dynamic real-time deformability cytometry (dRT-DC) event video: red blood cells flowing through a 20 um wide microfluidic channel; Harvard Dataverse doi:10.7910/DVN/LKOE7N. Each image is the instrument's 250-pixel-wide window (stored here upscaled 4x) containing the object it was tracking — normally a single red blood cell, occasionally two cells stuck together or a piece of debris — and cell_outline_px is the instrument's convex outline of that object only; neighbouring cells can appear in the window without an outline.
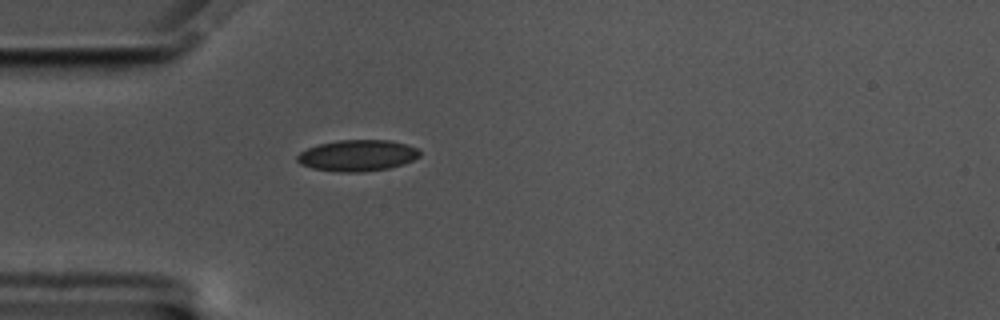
{"species": "common noctule bat (a hibernating species)", "species_latin": "Nyctalus noctula", "temperature_condition": "cold", "stored_images_in_passage": 34, "camera_frame_rate_fps": 3000, "um_per_image_px": 0.085, "animal": {"sex": "male", "body_mass_g": 17.5, "forearm_length_mm": 52.3}, "frame": {"image": 1, "passage_image": 1, "time_ms": 0.0, "image_size_px": [1000, 320], "cell_outline_px": [[420, 156], [404, 164], [388, 168], [360, 172], [340, 172], [312, 168], [300, 164], [296, 160], [296, 156], [300, 152], [308, 148], [320, 144], [336, 140], [388, 140], [404, 144], [416, 148], [420, 152]], "centroid_in_image_um": [30.36, 13.22], "position_along_channel_um": 54.6, "area_um2": 22.2}}
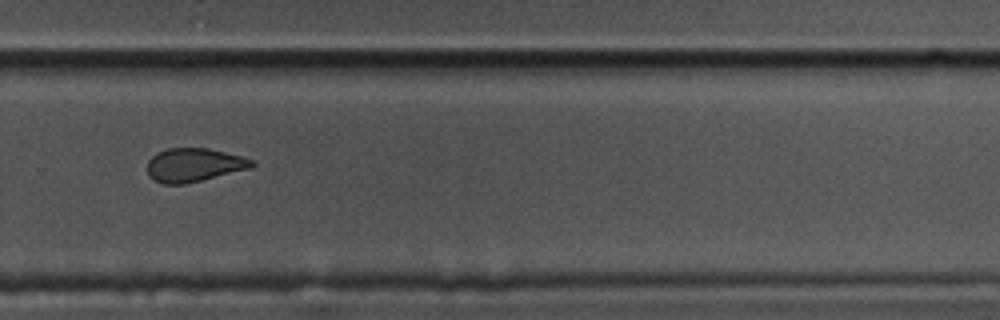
{"frame": {"image": 2, "passage_image": 24, "time_ms": 7.667, "image_size_px": [1000, 320], "cell_outline_px": [[256, 164], [252, 168], [184, 184], [164, 184], [152, 180], [148, 176], [148, 160], [156, 152], [168, 148], [208, 148], [244, 156], [252, 160]], "centroid_in_image_um": [16.49, 14.02], "position_along_channel_um": 313.3, "area_um2": 20.63}}
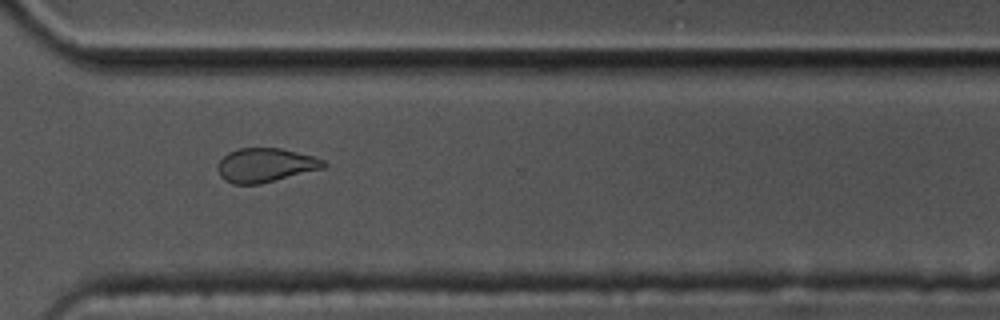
{"frame": {"image": 3, "passage_image": 27, "time_ms": 8.667, "image_size_px": [1000, 320], "cell_outline_px": [[328, 164], [324, 168], [260, 184], [232, 184], [224, 180], [220, 176], [216, 168], [220, 160], [228, 152], [240, 148], [280, 148], [312, 156], [324, 160]], "centroid_in_image_um": [22.54, 14.04], "position_along_channel_um": 348.1, "area_um2": 20.98}, "authors_computed_cell_mechanics": {"area_um2": 21.3571, "velocity_mm_per_s": 3.4582, "shape_relaxation_time_tau1_ms": 6.8607, "shape_relaxation_time_tau2_ms": 3.3175, "deformation_change_tau1": 0.1163, "deformation_change_tau2": 0.0931}}